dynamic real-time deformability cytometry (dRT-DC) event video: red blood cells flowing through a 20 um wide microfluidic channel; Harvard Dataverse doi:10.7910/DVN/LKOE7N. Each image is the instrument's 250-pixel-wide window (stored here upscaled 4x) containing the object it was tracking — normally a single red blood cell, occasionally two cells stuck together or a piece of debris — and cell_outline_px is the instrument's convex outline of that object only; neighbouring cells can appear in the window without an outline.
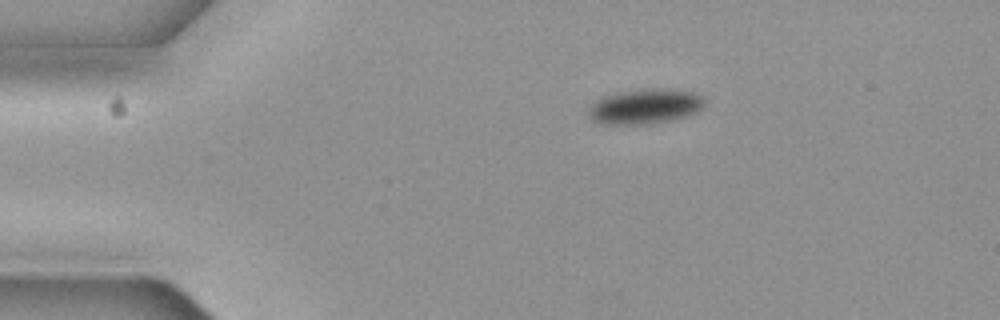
{"species": "common noctule bat (a hibernating species)", "species_latin": "Nyctalus noctula", "temperature_condition": "cold", "stored_images_in_passage": 3, "camera_frame_rate_fps": 3000, "um_per_image_px": 0.085, "animal": {"sex": "female", "body_mass_g": 19.3, "forearm_length_mm": 54.1}, "frame": {"image": 1, "passage_image": 1, "time_ms": 0.0, "image_size_px": [1000, 320], "cell_outline_px": [[704, 108], [688, 116], [672, 120], [648, 124], [600, 124], [588, 116], [588, 104], [592, 100], [600, 96], [616, 92], [656, 88], [668, 88], [692, 92], [700, 96], [704, 100]], "centroid_in_image_um": [54.77, 9.04], "position_along_channel_um": 30.2, "area_um2": 24.16}}